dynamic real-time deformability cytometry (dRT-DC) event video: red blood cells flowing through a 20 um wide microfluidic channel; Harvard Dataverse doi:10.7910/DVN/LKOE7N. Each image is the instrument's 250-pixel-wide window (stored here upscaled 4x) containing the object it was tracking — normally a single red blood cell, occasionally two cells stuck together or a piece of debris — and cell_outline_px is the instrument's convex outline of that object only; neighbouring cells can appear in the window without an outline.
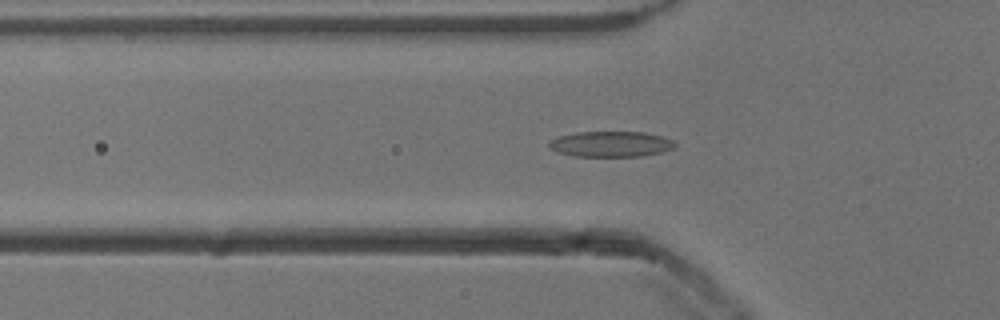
{"species": "common noctule bat (a hibernating species)", "species_latin": "Nyctalus noctula", "temperature_condition": "cold", "stored_images_in_passage": 53, "camera_frame_rate_fps": 3000, "um_per_image_px": 0.085, "animal": {"sex": "male", "body_mass_g": 13.3}, "frame": {"image": 1, "passage_image": 18, "time_ms": 5.667, "image_size_px": [1000, 320], "cell_outline_px": [[676, 144], [672, 148], [664, 152], [640, 156], [572, 156], [556, 152], [548, 148], [548, 140], [560, 136], [576, 132], [644, 132], [660, 136], [672, 140]], "centroid_in_image_um": [51.86, 12.25], "position_along_channel_um": 73.9, "area_um2": 18.84}}
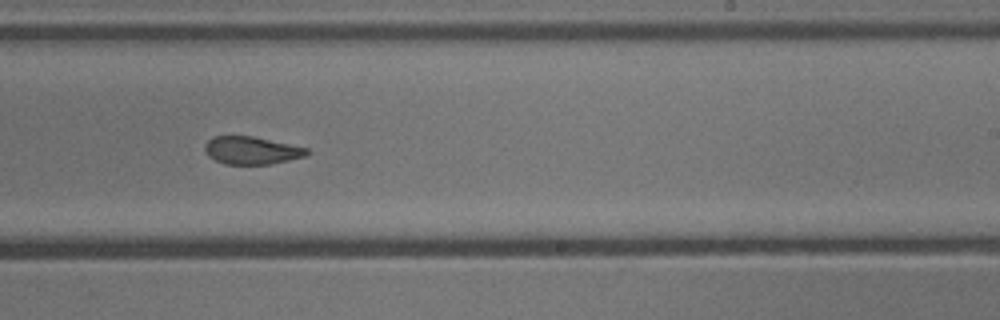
{"frame": {"image": 2, "passage_image": 33, "time_ms": 10.667, "image_size_px": [1000, 320], "cell_outline_px": [[312, 152], [308, 156], [268, 164], [224, 164], [208, 156], [204, 148], [204, 144], [212, 136], [252, 136], [308, 148]], "centroid_in_image_um": [21.4, 12.78], "position_along_channel_um": 267.6, "area_um2": 16.53}}
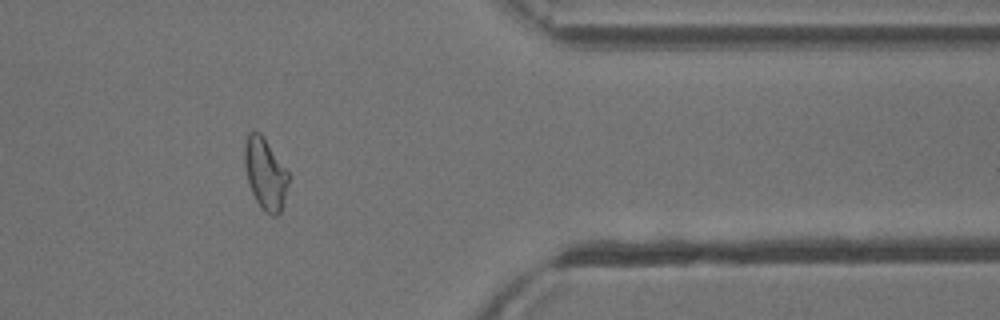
{"frame": {"image": 3, "passage_image": 44, "time_ms": 14.333, "image_size_px": [1000, 320], "cell_outline_px": [[288, 184], [284, 204], [280, 212], [276, 216], [272, 216], [264, 212], [256, 200], [252, 192], [248, 180], [244, 164], [244, 144], [248, 132], [260, 132], [264, 136], [288, 172]], "centroid_in_image_um": [22.55, 14.77], "position_along_channel_um": 388.9, "area_um2": 18.32}, "authors_computed_cell_mechanics": {"area_um2": 18.3226, "velocity_mm_per_s": 3.8569, "shape_relaxation_time_tau1_ms": 5.6124, "shape_relaxation_time_tau2_ms": 1.9263, "deformation_change_tau1": 0.1615, "deformation_change_tau2": 0.0973}}